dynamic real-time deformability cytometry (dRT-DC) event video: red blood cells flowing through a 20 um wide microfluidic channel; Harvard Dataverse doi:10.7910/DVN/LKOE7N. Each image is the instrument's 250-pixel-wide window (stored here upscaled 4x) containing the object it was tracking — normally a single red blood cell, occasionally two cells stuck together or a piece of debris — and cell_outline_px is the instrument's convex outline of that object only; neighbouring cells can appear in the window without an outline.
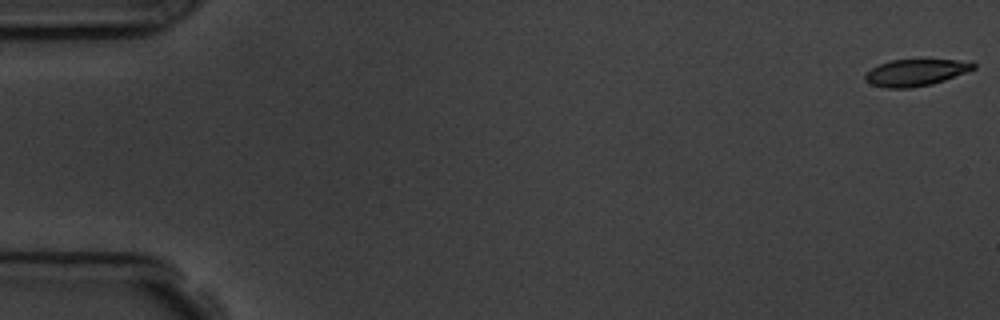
{"species": "common noctule bat (a hibernating species)", "species_latin": "Nyctalus noctula", "temperature_condition": "room temperature", "stored_images_in_passage": 5, "camera_frame_rate_fps": 3000, "um_per_image_px": 0.085, "animal": {"sex": "male", "body_mass_g": 19.5, "forearm_length_mm": 54.6}, "frame": {"image": 1, "passage_image": 1, "time_ms": 0.0, "image_size_px": [1000, 320], "cell_outline_px": [[976, 68], [944, 80], [932, 84], [912, 88], [884, 88], [872, 84], [864, 80], [864, 72], [880, 64], [892, 60], [972, 60], [976, 64]], "centroid_in_image_um": [77.83, 6.17], "position_along_channel_um": 7.2, "area_um2": 16.94}}
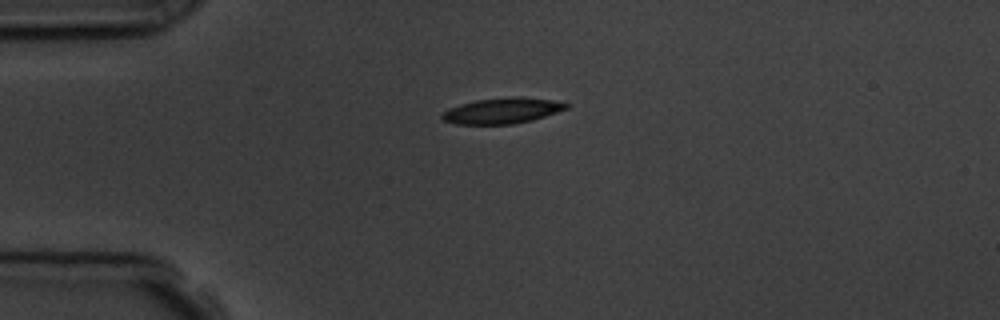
{"frame": {"image": 2, "passage_image": 4, "time_ms": 4.333, "image_size_px": [1000, 320], "cell_outline_px": [[568, 108], [532, 120], [512, 124], [456, 124], [444, 120], [440, 116], [448, 108], [460, 104], [476, 100], [512, 96], [520, 96], [552, 100], [568, 104]], "centroid_in_image_um": [42.67, 9.4], "position_along_channel_um": 42.3, "area_um2": 18.5}}